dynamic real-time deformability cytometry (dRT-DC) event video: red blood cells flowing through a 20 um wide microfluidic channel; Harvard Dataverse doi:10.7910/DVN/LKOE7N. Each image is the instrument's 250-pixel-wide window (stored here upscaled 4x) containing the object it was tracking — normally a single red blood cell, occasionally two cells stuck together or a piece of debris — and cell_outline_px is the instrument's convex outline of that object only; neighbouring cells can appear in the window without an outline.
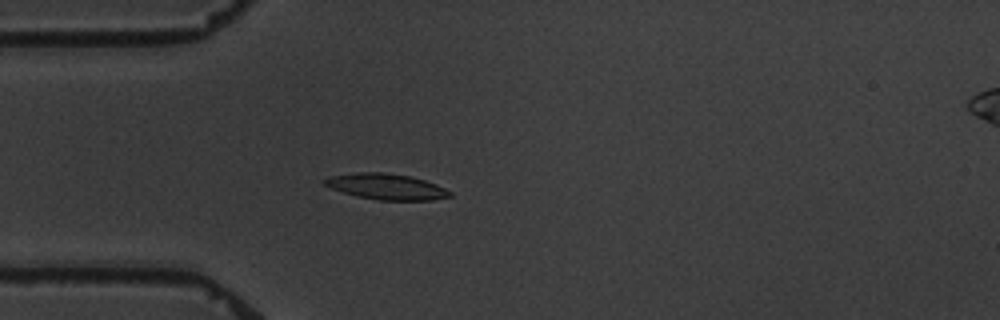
{"species": "common noctule bat (a hibernating species)", "species_latin": "Nyctalus noctula", "temperature_condition": "warm", "stored_images_in_passage": 2, "camera_frame_rate_fps": 3000, "um_per_image_px": 0.085, "animal": {"sex": "male", "body_mass_g": 19.5, "forearm_length_mm": 54.6}, "frame": {"image": 1, "passage_image": 2, "time_ms": 2.333, "image_size_px": [1000, 320], "cell_outline_px": [[452, 196], [432, 200], [380, 200], [356, 196], [332, 188], [324, 184], [324, 180], [328, 176], [356, 172], [380, 172], [408, 176], [424, 180], [436, 184], [452, 192]], "centroid_in_image_um": [32.84, 15.86], "position_along_channel_um": 52.2, "area_um2": 18.67}}